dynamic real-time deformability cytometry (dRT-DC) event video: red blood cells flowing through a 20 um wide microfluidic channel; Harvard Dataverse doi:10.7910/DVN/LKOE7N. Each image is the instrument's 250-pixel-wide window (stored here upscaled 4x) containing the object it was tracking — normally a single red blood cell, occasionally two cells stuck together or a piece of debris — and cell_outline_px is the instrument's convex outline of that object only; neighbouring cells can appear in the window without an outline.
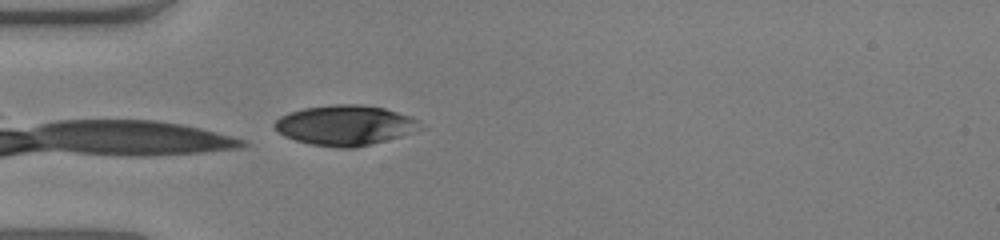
{"species": "human", "species_latin": "Homo sapiens", "temperature_condition": "warm", "stored_images_in_passage": 32, "camera_frame_rate_fps": 3000, "um_per_image_px": 0.085, "donor": {"sex": "male"}, "frame": {"image": 1, "passage_image": 1, "time_ms": 0.0, "image_size_px": [1000, 240], "cell_outline_px": [[428, 128], [372, 144], [356, 148], [340, 148], [312, 144], [296, 140], [284, 136], [272, 124], [280, 116], [288, 112], [304, 108], [332, 104], [364, 104], [384, 108], [412, 116], [420, 120]], "centroid_in_image_um": [29.42, 10.64], "position_along_channel_um": 55.6, "area_um2": 34.51}}
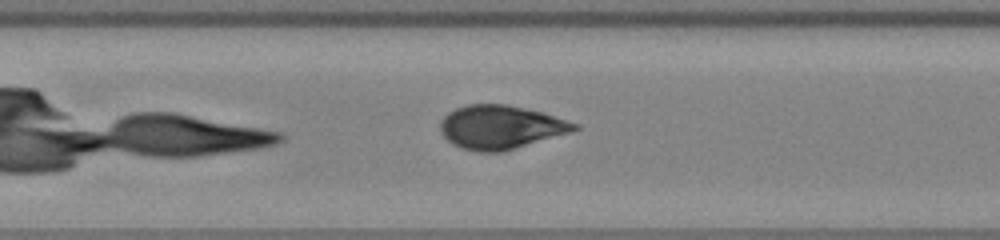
{"frame": {"image": 2, "passage_image": 10, "time_ms": 3.0, "image_size_px": [1000, 240], "cell_outline_px": [[580, 128], [568, 132], [500, 152], [480, 152], [460, 148], [452, 144], [440, 132], [440, 120], [448, 112], [456, 108], [468, 104], [504, 104], [544, 112], [580, 124]], "centroid_in_image_um": [42.51, 10.79], "position_along_channel_um": 164.9, "area_um2": 33.87}}
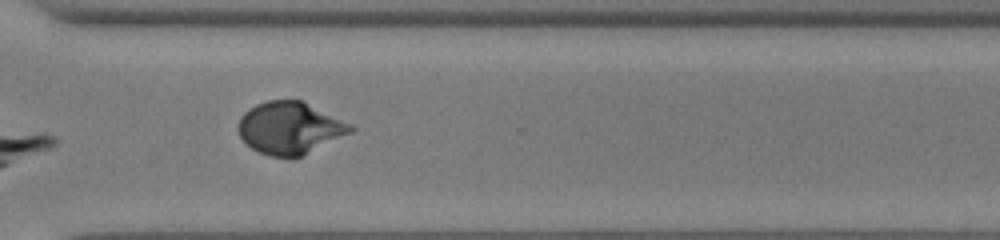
{"frame": {"image": 3, "passage_image": 24, "time_ms": 7.667, "image_size_px": [1000, 240], "cell_outline_px": [[356, 128], [352, 132], [292, 160], [268, 156], [252, 148], [240, 136], [236, 128], [240, 116], [244, 112], [256, 104], [268, 100], [304, 100], [352, 124]], "centroid_in_image_um": [24.64, 10.88], "position_along_channel_um": 346.0, "area_um2": 34.62}, "authors_computed_cell_mechanics": {"area_um2": 34.1887, "velocity_mm_per_s": 3.8952, "shape_relaxation_time_tau1_ms": 4.0743, "shape_relaxation_time_tau2_ms": null, "deformation_change_tau1": 0.2141, "deformation_change_tau2": null}}